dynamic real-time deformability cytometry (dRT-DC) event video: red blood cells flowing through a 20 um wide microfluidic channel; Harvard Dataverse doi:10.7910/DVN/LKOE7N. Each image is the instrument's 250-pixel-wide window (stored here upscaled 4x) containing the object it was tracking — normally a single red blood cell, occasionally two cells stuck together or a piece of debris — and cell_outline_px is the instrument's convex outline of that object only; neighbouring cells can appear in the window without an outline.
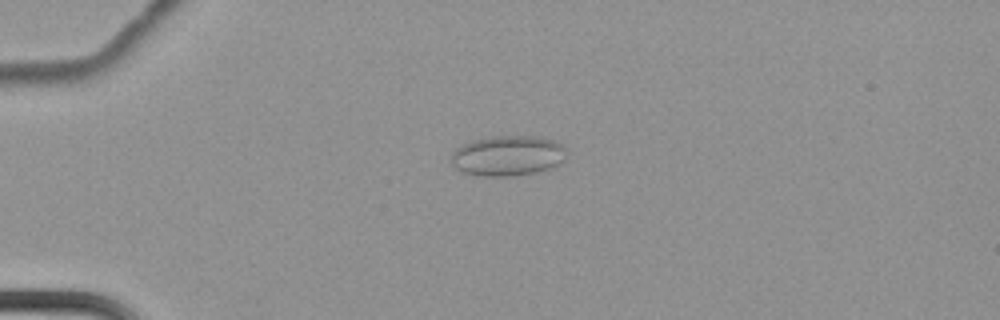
{"species": "common noctule bat (a hibernating species)", "species_latin": "Nyctalus noctula", "temperature_condition": "cold", "stored_images_in_passage": 7, "camera_frame_rate_fps": 3000, "um_per_image_px": 0.085, "animal": {"sex": "female", "body_mass_g": 22.7, "forearm_length_mm": 54.2}, "frame": {"image": 1, "passage_image": 6, "time_ms": 1.667, "image_size_px": [1000, 320], "cell_outline_px": [[568, 148], [564, 160], [548, 168], [536, 172], [516, 176], [480, 176], [464, 172], [456, 168], [448, 160], [452, 152], [456, 148], [472, 140], [492, 136], [540, 136], [556, 140], [564, 144]], "centroid_in_image_um": [43.17, 13.22], "position_along_channel_um": 41.8, "area_um2": 27.51}}